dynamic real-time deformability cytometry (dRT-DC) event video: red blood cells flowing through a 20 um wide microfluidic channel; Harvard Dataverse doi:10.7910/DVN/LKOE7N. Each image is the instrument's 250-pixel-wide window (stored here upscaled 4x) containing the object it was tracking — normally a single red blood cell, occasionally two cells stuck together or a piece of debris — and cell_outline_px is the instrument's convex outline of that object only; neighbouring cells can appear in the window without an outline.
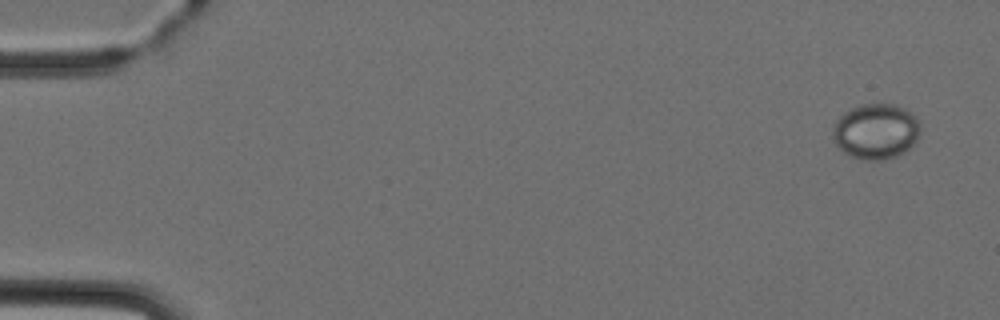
{"species": "Egyptian fruit bat (a non-hibernating species)", "species_latin": "Rousettus aegyptiacus", "temperature_condition": "cold", "stored_images_in_passage": 5, "camera_frame_rate_fps": 3000, "um_per_image_px": 0.085, "animal": {"sex": "female"}, "frame": {"image": 1, "passage_image": 1, "time_ms": 0.0, "image_size_px": [1000, 320], "cell_outline_px": [[920, 128], [916, 140], [904, 152], [896, 156], [884, 160], [864, 160], [852, 156], [844, 152], [836, 144], [832, 136], [832, 128], [836, 120], [844, 112], [852, 108], [864, 104], [892, 104], [904, 108], [912, 112], [916, 116], [920, 124]], "centroid_in_image_um": [74.44, 11.16], "position_along_channel_um": 10.6, "area_um2": 28.26}}
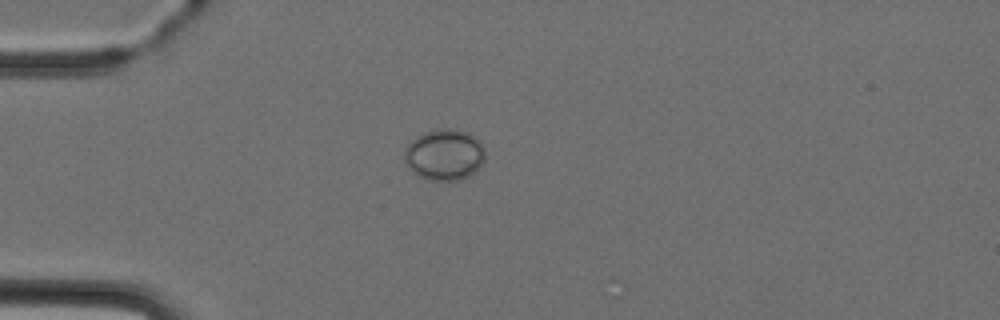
{"frame": {"image": 2, "passage_image": 4, "time_ms": 3.667, "image_size_px": [1000, 320], "cell_outline_px": [[484, 160], [476, 172], [460, 180], [428, 180], [412, 172], [404, 164], [404, 152], [408, 144], [416, 136], [432, 128], [456, 128], [468, 132], [484, 148]], "centroid_in_image_um": [37.74, 13.14], "position_along_channel_um": 47.3, "area_um2": 24.33}}